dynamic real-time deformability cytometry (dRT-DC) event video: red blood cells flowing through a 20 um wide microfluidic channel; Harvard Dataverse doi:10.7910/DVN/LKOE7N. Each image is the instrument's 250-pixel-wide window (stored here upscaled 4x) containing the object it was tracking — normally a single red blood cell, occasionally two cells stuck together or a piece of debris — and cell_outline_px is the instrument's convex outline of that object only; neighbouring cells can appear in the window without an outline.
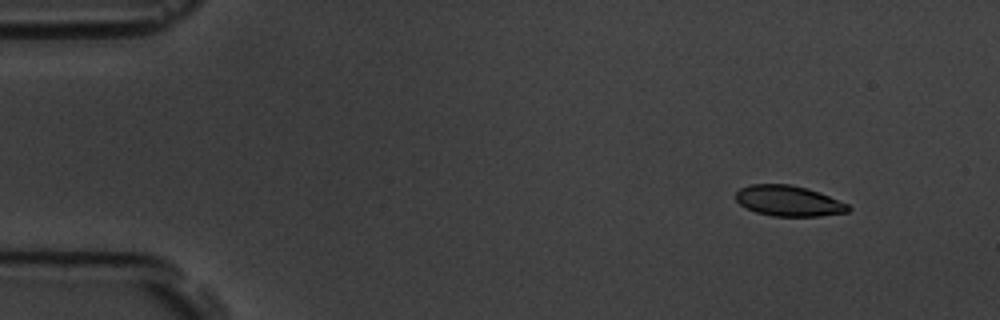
{"species": "common noctule bat (a hibernating species)", "species_latin": "Nyctalus noctula", "temperature_condition": "room temperature", "stored_images_in_passage": 5, "camera_frame_rate_fps": 3000, "um_per_image_px": 0.085, "animal": {"sex": "male", "body_mass_g": 19.5, "forearm_length_mm": 54.6}, "frame": {"image": 1, "passage_image": 2, "time_ms": 1.0, "image_size_px": [1000, 320], "cell_outline_px": [[852, 208], [848, 212], [820, 216], [772, 216], [756, 212], [740, 204], [736, 200], [736, 192], [740, 188], [752, 184], [788, 184], [808, 188], [848, 204]], "centroid_in_image_um": [67.04, 17.08], "position_along_channel_um": 18.0, "area_um2": 19.94}}
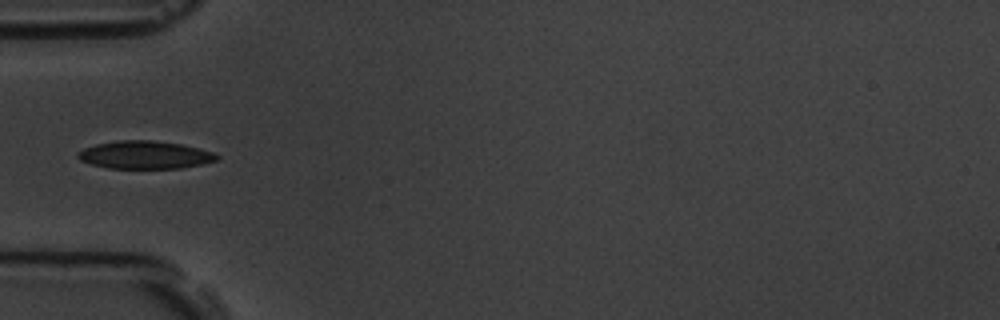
{"frame": {"image": 2, "passage_image": 5, "time_ms": 5.333, "image_size_px": [1000, 320], "cell_outline_px": [[220, 156], [216, 160], [200, 164], [180, 168], [108, 168], [92, 164], [80, 160], [76, 156], [76, 152], [84, 148], [96, 144], [116, 140], [152, 140], [180, 144], [200, 148], [212, 152]], "centroid_in_image_um": [12.28, 13.16], "position_along_channel_um": 72.7, "area_um2": 22.48}}